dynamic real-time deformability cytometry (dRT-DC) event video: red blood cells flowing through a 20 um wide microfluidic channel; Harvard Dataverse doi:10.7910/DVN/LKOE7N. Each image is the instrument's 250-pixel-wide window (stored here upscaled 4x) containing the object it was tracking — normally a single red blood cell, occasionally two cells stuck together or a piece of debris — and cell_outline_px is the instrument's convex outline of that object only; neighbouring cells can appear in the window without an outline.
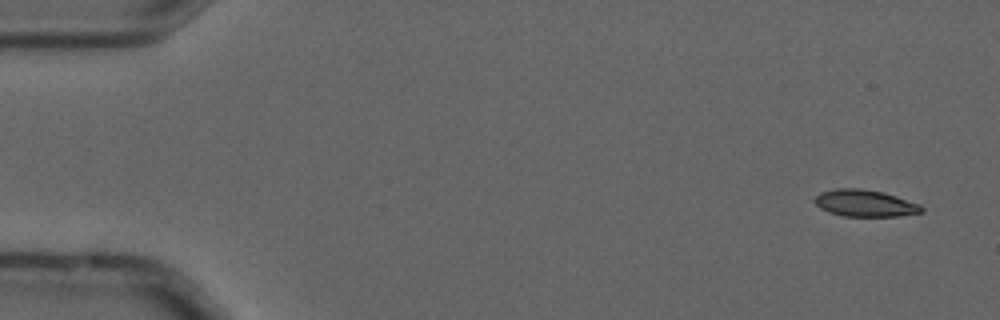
{"species": "common noctule bat (a hibernating species)", "species_latin": "Nyctalus noctula", "temperature_condition": "cold", "stored_images_in_passage": 4, "camera_frame_rate_fps": 3000, "um_per_image_px": 0.085, "animal": {"sex": "male", "forearm_length_mm": 52.5}, "frame": {"image": 1, "passage_image": 1, "time_ms": 0.0, "image_size_px": [1000, 320], "cell_outline_px": [[924, 212], [900, 216], [844, 216], [828, 212], [820, 208], [812, 200], [820, 192], [836, 188], [864, 188], [884, 192], [920, 204], [924, 208]], "centroid_in_image_um": [73.52, 17.27], "position_along_channel_um": 11.5, "area_um2": 16.94}}
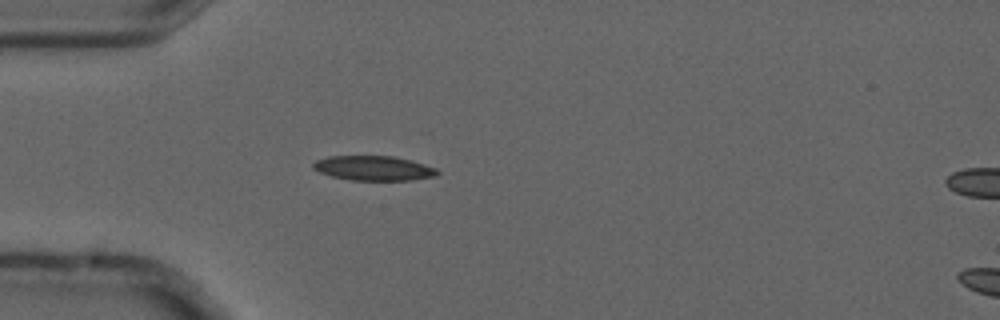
{"frame": {"image": 2, "passage_image": 4, "time_ms": 1.0, "image_size_px": [1000, 320], "cell_outline_px": [[440, 172], [436, 176], [412, 180], [352, 180], [332, 176], [320, 172], [312, 168], [312, 164], [316, 160], [328, 156], [392, 156], [424, 164], [436, 168]], "centroid_in_image_um": [31.75, 14.29], "position_along_channel_um": 53.2, "area_um2": 17.74}}